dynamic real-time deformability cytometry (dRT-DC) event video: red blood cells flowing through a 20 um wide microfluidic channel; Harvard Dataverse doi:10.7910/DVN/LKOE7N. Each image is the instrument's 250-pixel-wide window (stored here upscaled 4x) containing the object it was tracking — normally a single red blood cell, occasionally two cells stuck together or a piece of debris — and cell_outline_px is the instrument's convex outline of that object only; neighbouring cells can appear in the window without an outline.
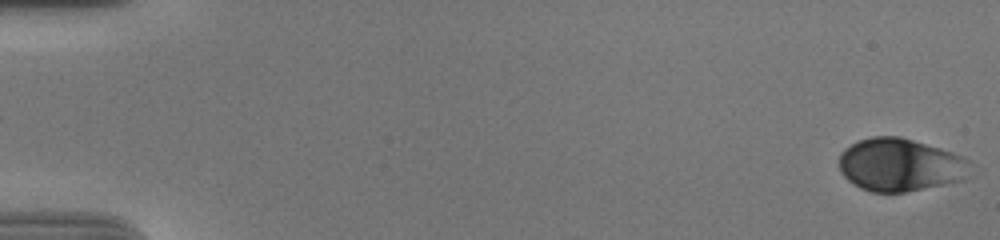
{"species": "human", "species_latin": "Homo sapiens", "temperature_condition": "cold", "stored_images_in_passage": 56, "camera_frame_rate_fps": 3000, "um_per_image_px": 0.085, "donor": {"sex": "male"}, "frame": {"image": 1, "passage_image": 1, "time_ms": 0.0, "image_size_px": [1000, 240], "cell_outline_px": [[976, 176], [964, 180], [904, 192], [872, 192], [860, 188], [852, 184], [840, 172], [840, 152], [844, 148], [856, 140], [872, 136], [900, 136], [940, 148], [964, 156], [976, 164]], "centroid_in_image_um": [76.62, 14.01], "position_along_channel_um": 8.4, "area_um2": 41.56}}
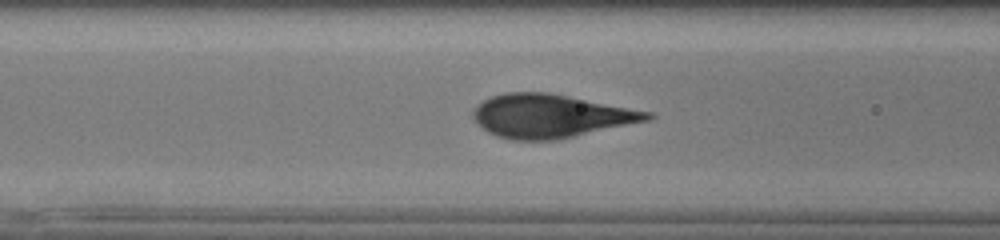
{"frame": {"image": 2, "passage_image": 24, "time_ms": 7.667, "image_size_px": [1000, 240], "cell_outline_px": [[656, 116], [648, 120], [576, 136], [556, 140], [512, 140], [496, 136], [488, 132], [472, 116], [472, 112], [476, 104], [492, 96], [504, 92], [548, 92], [652, 112]], "centroid_in_image_um": [46.79, 9.85], "position_along_channel_um": 119.8, "area_um2": 43.87}}
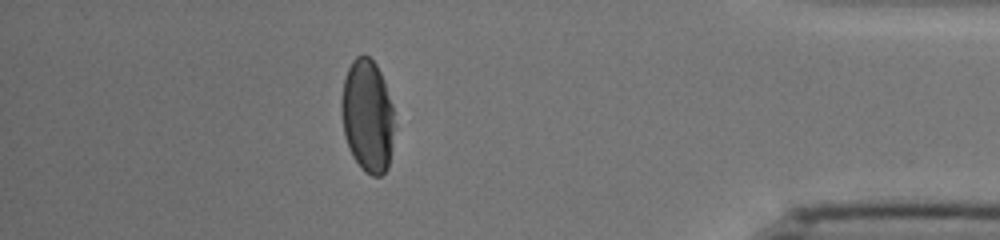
{"frame": {"image": 3, "passage_image": 50, "time_ms": 16.333, "image_size_px": [1000, 240], "cell_outline_px": [[396, 128], [388, 168], [380, 176], [372, 176], [364, 172], [352, 156], [348, 148], [344, 136], [340, 112], [340, 100], [344, 80], [348, 68], [352, 60], [356, 56], [364, 52], [376, 64], [380, 72], [392, 104], [396, 124]], "centroid_in_image_um": [31.24, 9.87], "position_along_channel_um": 404.0, "area_um2": 35.72}}